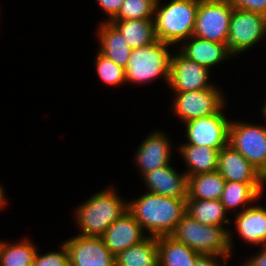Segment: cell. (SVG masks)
Wrapping results in <instances>:
<instances>
[{
  "label": "cell",
  "instance_id": "cell-4",
  "mask_svg": "<svg viewBox=\"0 0 266 266\" xmlns=\"http://www.w3.org/2000/svg\"><path fill=\"white\" fill-rule=\"evenodd\" d=\"M198 7L199 0H171L164 6L157 0L153 18L157 40L174 45L192 36Z\"/></svg>",
  "mask_w": 266,
  "mask_h": 266
},
{
  "label": "cell",
  "instance_id": "cell-19",
  "mask_svg": "<svg viewBox=\"0 0 266 266\" xmlns=\"http://www.w3.org/2000/svg\"><path fill=\"white\" fill-rule=\"evenodd\" d=\"M96 35L100 41L98 51L125 69L132 49L119 30L111 22L105 20L99 25Z\"/></svg>",
  "mask_w": 266,
  "mask_h": 266
},
{
  "label": "cell",
  "instance_id": "cell-22",
  "mask_svg": "<svg viewBox=\"0 0 266 266\" xmlns=\"http://www.w3.org/2000/svg\"><path fill=\"white\" fill-rule=\"evenodd\" d=\"M131 49L148 46L157 41L153 19L110 20Z\"/></svg>",
  "mask_w": 266,
  "mask_h": 266
},
{
  "label": "cell",
  "instance_id": "cell-32",
  "mask_svg": "<svg viewBox=\"0 0 266 266\" xmlns=\"http://www.w3.org/2000/svg\"><path fill=\"white\" fill-rule=\"evenodd\" d=\"M99 7L107 14L108 22L119 12L124 0H96Z\"/></svg>",
  "mask_w": 266,
  "mask_h": 266
},
{
  "label": "cell",
  "instance_id": "cell-11",
  "mask_svg": "<svg viewBox=\"0 0 266 266\" xmlns=\"http://www.w3.org/2000/svg\"><path fill=\"white\" fill-rule=\"evenodd\" d=\"M171 55L169 88L174 92H189L212 88L210 70L188 59L179 50Z\"/></svg>",
  "mask_w": 266,
  "mask_h": 266
},
{
  "label": "cell",
  "instance_id": "cell-28",
  "mask_svg": "<svg viewBox=\"0 0 266 266\" xmlns=\"http://www.w3.org/2000/svg\"><path fill=\"white\" fill-rule=\"evenodd\" d=\"M157 0H124L111 20L153 19Z\"/></svg>",
  "mask_w": 266,
  "mask_h": 266
},
{
  "label": "cell",
  "instance_id": "cell-29",
  "mask_svg": "<svg viewBox=\"0 0 266 266\" xmlns=\"http://www.w3.org/2000/svg\"><path fill=\"white\" fill-rule=\"evenodd\" d=\"M95 69L101 81L110 85L119 86L126 82L125 69L114 61L102 55L99 51L95 57Z\"/></svg>",
  "mask_w": 266,
  "mask_h": 266
},
{
  "label": "cell",
  "instance_id": "cell-17",
  "mask_svg": "<svg viewBox=\"0 0 266 266\" xmlns=\"http://www.w3.org/2000/svg\"><path fill=\"white\" fill-rule=\"evenodd\" d=\"M187 41V42H186ZM179 51L188 59L210 70L223 60L233 58L226 44L208 41L194 35L183 41Z\"/></svg>",
  "mask_w": 266,
  "mask_h": 266
},
{
  "label": "cell",
  "instance_id": "cell-26",
  "mask_svg": "<svg viewBox=\"0 0 266 266\" xmlns=\"http://www.w3.org/2000/svg\"><path fill=\"white\" fill-rule=\"evenodd\" d=\"M186 213L204 225L229 224L228 214L220 200L186 199Z\"/></svg>",
  "mask_w": 266,
  "mask_h": 266
},
{
  "label": "cell",
  "instance_id": "cell-18",
  "mask_svg": "<svg viewBox=\"0 0 266 266\" xmlns=\"http://www.w3.org/2000/svg\"><path fill=\"white\" fill-rule=\"evenodd\" d=\"M239 236L253 245L266 246V207L254 205L235 215Z\"/></svg>",
  "mask_w": 266,
  "mask_h": 266
},
{
  "label": "cell",
  "instance_id": "cell-15",
  "mask_svg": "<svg viewBox=\"0 0 266 266\" xmlns=\"http://www.w3.org/2000/svg\"><path fill=\"white\" fill-rule=\"evenodd\" d=\"M217 171L225 181L266 183V177L229 144L219 150Z\"/></svg>",
  "mask_w": 266,
  "mask_h": 266
},
{
  "label": "cell",
  "instance_id": "cell-7",
  "mask_svg": "<svg viewBox=\"0 0 266 266\" xmlns=\"http://www.w3.org/2000/svg\"><path fill=\"white\" fill-rule=\"evenodd\" d=\"M233 10L228 0H199L193 35L227 45Z\"/></svg>",
  "mask_w": 266,
  "mask_h": 266
},
{
  "label": "cell",
  "instance_id": "cell-31",
  "mask_svg": "<svg viewBox=\"0 0 266 266\" xmlns=\"http://www.w3.org/2000/svg\"><path fill=\"white\" fill-rule=\"evenodd\" d=\"M237 9L255 12L266 16V0H228Z\"/></svg>",
  "mask_w": 266,
  "mask_h": 266
},
{
  "label": "cell",
  "instance_id": "cell-5",
  "mask_svg": "<svg viewBox=\"0 0 266 266\" xmlns=\"http://www.w3.org/2000/svg\"><path fill=\"white\" fill-rule=\"evenodd\" d=\"M169 43L156 41L148 46L132 49L125 68L127 82L144 84L159 76L169 84L171 52Z\"/></svg>",
  "mask_w": 266,
  "mask_h": 266
},
{
  "label": "cell",
  "instance_id": "cell-36",
  "mask_svg": "<svg viewBox=\"0 0 266 266\" xmlns=\"http://www.w3.org/2000/svg\"><path fill=\"white\" fill-rule=\"evenodd\" d=\"M265 102H266V101H265ZM261 112H262V114H263V115L265 116V118H266V103H265L264 106H262Z\"/></svg>",
  "mask_w": 266,
  "mask_h": 266
},
{
  "label": "cell",
  "instance_id": "cell-1",
  "mask_svg": "<svg viewBox=\"0 0 266 266\" xmlns=\"http://www.w3.org/2000/svg\"><path fill=\"white\" fill-rule=\"evenodd\" d=\"M127 210L148 236H170L186 214V199L147 192L127 202Z\"/></svg>",
  "mask_w": 266,
  "mask_h": 266
},
{
  "label": "cell",
  "instance_id": "cell-35",
  "mask_svg": "<svg viewBox=\"0 0 266 266\" xmlns=\"http://www.w3.org/2000/svg\"><path fill=\"white\" fill-rule=\"evenodd\" d=\"M6 193H4V189L3 186L0 184V210L4 208V206H6V196L4 195Z\"/></svg>",
  "mask_w": 266,
  "mask_h": 266
},
{
  "label": "cell",
  "instance_id": "cell-23",
  "mask_svg": "<svg viewBox=\"0 0 266 266\" xmlns=\"http://www.w3.org/2000/svg\"><path fill=\"white\" fill-rule=\"evenodd\" d=\"M116 266H159L158 237L147 236L115 256Z\"/></svg>",
  "mask_w": 266,
  "mask_h": 266
},
{
  "label": "cell",
  "instance_id": "cell-9",
  "mask_svg": "<svg viewBox=\"0 0 266 266\" xmlns=\"http://www.w3.org/2000/svg\"><path fill=\"white\" fill-rule=\"evenodd\" d=\"M266 33V16L234 8L229 24L227 46L235 57L247 51Z\"/></svg>",
  "mask_w": 266,
  "mask_h": 266
},
{
  "label": "cell",
  "instance_id": "cell-10",
  "mask_svg": "<svg viewBox=\"0 0 266 266\" xmlns=\"http://www.w3.org/2000/svg\"><path fill=\"white\" fill-rule=\"evenodd\" d=\"M224 108L214 115L184 123L188 141L184 144L204 145L218 150L227 146L231 121L226 118Z\"/></svg>",
  "mask_w": 266,
  "mask_h": 266
},
{
  "label": "cell",
  "instance_id": "cell-14",
  "mask_svg": "<svg viewBox=\"0 0 266 266\" xmlns=\"http://www.w3.org/2000/svg\"><path fill=\"white\" fill-rule=\"evenodd\" d=\"M171 146L168 135L160 130L151 132L142 141L134 156L142 177L154 169L171 164Z\"/></svg>",
  "mask_w": 266,
  "mask_h": 266
},
{
  "label": "cell",
  "instance_id": "cell-2",
  "mask_svg": "<svg viewBox=\"0 0 266 266\" xmlns=\"http://www.w3.org/2000/svg\"><path fill=\"white\" fill-rule=\"evenodd\" d=\"M118 195L115 188L109 187L89 197L75 209V219L78 229H81L79 236L101 237L127 211V202Z\"/></svg>",
  "mask_w": 266,
  "mask_h": 266
},
{
  "label": "cell",
  "instance_id": "cell-34",
  "mask_svg": "<svg viewBox=\"0 0 266 266\" xmlns=\"http://www.w3.org/2000/svg\"><path fill=\"white\" fill-rule=\"evenodd\" d=\"M254 257L247 259L243 262V266H266V246L262 247V250Z\"/></svg>",
  "mask_w": 266,
  "mask_h": 266
},
{
  "label": "cell",
  "instance_id": "cell-27",
  "mask_svg": "<svg viewBox=\"0 0 266 266\" xmlns=\"http://www.w3.org/2000/svg\"><path fill=\"white\" fill-rule=\"evenodd\" d=\"M37 247L27 238L16 243L0 241V266H32Z\"/></svg>",
  "mask_w": 266,
  "mask_h": 266
},
{
  "label": "cell",
  "instance_id": "cell-20",
  "mask_svg": "<svg viewBox=\"0 0 266 266\" xmlns=\"http://www.w3.org/2000/svg\"><path fill=\"white\" fill-rule=\"evenodd\" d=\"M183 156L188 169L184 172L187 176L217 171L219 150L209 146L181 144L177 149Z\"/></svg>",
  "mask_w": 266,
  "mask_h": 266
},
{
  "label": "cell",
  "instance_id": "cell-24",
  "mask_svg": "<svg viewBox=\"0 0 266 266\" xmlns=\"http://www.w3.org/2000/svg\"><path fill=\"white\" fill-rule=\"evenodd\" d=\"M225 182L218 171L189 176L187 199L220 200Z\"/></svg>",
  "mask_w": 266,
  "mask_h": 266
},
{
  "label": "cell",
  "instance_id": "cell-33",
  "mask_svg": "<svg viewBox=\"0 0 266 266\" xmlns=\"http://www.w3.org/2000/svg\"><path fill=\"white\" fill-rule=\"evenodd\" d=\"M218 259L222 260V263L221 261L219 262ZM227 260H229V258L214 255H200L195 260L194 266H228Z\"/></svg>",
  "mask_w": 266,
  "mask_h": 266
},
{
  "label": "cell",
  "instance_id": "cell-3",
  "mask_svg": "<svg viewBox=\"0 0 266 266\" xmlns=\"http://www.w3.org/2000/svg\"><path fill=\"white\" fill-rule=\"evenodd\" d=\"M201 255L231 258L233 236L223 226L204 225L185 214L170 235Z\"/></svg>",
  "mask_w": 266,
  "mask_h": 266
},
{
  "label": "cell",
  "instance_id": "cell-13",
  "mask_svg": "<svg viewBox=\"0 0 266 266\" xmlns=\"http://www.w3.org/2000/svg\"><path fill=\"white\" fill-rule=\"evenodd\" d=\"M144 233L141 225L127 210L105 230L101 238L109 251L116 256L143 241L148 236Z\"/></svg>",
  "mask_w": 266,
  "mask_h": 266
},
{
  "label": "cell",
  "instance_id": "cell-16",
  "mask_svg": "<svg viewBox=\"0 0 266 266\" xmlns=\"http://www.w3.org/2000/svg\"><path fill=\"white\" fill-rule=\"evenodd\" d=\"M142 179L150 193L187 199L188 178L185 173L177 172L171 164L146 173Z\"/></svg>",
  "mask_w": 266,
  "mask_h": 266
},
{
  "label": "cell",
  "instance_id": "cell-6",
  "mask_svg": "<svg viewBox=\"0 0 266 266\" xmlns=\"http://www.w3.org/2000/svg\"><path fill=\"white\" fill-rule=\"evenodd\" d=\"M228 144L266 177V125L231 121Z\"/></svg>",
  "mask_w": 266,
  "mask_h": 266
},
{
  "label": "cell",
  "instance_id": "cell-12",
  "mask_svg": "<svg viewBox=\"0 0 266 266\" xmlns=\"http://www.w3.org/2000/svg\"><path fill=\"white\" fill-rule=\"evenodd\" d=\"M70 266H116L115 256L101 237L75 236L63 242Z\"/></svg>",
  "mask_w": 266,
  "mask_h": 266
},
{
  "label": "cell",
  "instance_id": "cell-8",
  "mask_svg": "<svg viewBox=\"0 0 266 266\" xmlns=\"http://www.w3.org/2000/svg\"><path fill=\"white\" fill-rule=\"evenodd\" d=\"M215 85L212 88L175 92L173 113L181 122L186 123L201 117L218 113L225 106V96Z\"/></svg>",
  "mask_w": 266,
  "mask_h": 266
},
{
  "label": "cell",
  "instance_id": "cell-21",
  "mask_svg": "<svg viewBox=\"0 0 266 266\" xmlns=\"http://www.w3.org/2000/svg\"><path fill=\"white\" fill-rule=\"evenodd\" d=\"M264 184L265 183H242L237 181H226L220 199L226 212L229 213L231 210L235 211L241 206L243 207H241L240 211L251 207L247 204H251V202L253 203L260 198Z\"/></svg>",
  "mask_w": 266,
  "mask_h": 266
},
{
  "label": "cell",
  "instance_id": "cell-25",
  "mask_svg": "<svg viewBox=\"0 0 266 266\" xmlns=\"http://www.w3.org/2000/svg\"><path fill=\"white\" fill-rule=\"evenodd\" d=\"M159 266H194L201 255L171 236L158 237Z\"/></svg>",
  "mask_w": 266,
  "mask_h": 266
},
{
  "label": "cell",
  "instance_id": "cell-30",
  "mask_svg": "<svg viewBox=\"0 0 266 266\" xmlns=\"http://www.w3.org/2000/svg\"><path fill=\"white\" fill-rule=\"evenodd\" d=\"M60 248V251L45 254H40L37 250L32 266H70L69 255L65 244L63 243Z\"/></svg>",
  "mask_w": 266,
  "mask_h": 266
}]
</instances>
